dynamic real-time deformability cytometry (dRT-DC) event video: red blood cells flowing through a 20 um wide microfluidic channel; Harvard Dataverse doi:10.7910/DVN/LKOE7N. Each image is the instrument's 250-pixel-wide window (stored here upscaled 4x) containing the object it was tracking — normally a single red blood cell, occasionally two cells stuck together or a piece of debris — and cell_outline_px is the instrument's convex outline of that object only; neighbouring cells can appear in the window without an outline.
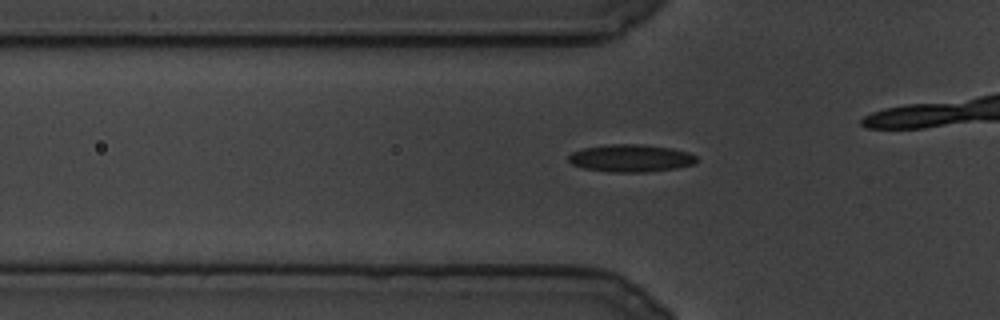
{"species": "common noctule bat (a hibernating species)", "species_latin": "Nyctalus noctula", "temperature_condition": "cold", "stored_images_in_passage": 53, "camera_frame_rate_fps": 3000, "um_per_image_px": 0.085, "animal": {"sex": "male", "body_mass_g": 19.5, "forearm_length_mm": 54.6}, "frame": {"image": 1, "passage_image": 2, "time_ms": 0.333, "image_size_px": [1000, 320], "cell_outline_px": [[696, 164], [676, 168], [644, 172], [612, 172], [584, 168], [572, 164], [568, 160], [568, 156], [572, 152], [584, 148], [608, 144], [644, 144], [672, 148], [688, 152], [696, 156]], "centroid_in_image_um": [53.63, 13.44], "position_along_channel_um": 72.2, "area_um2": 20.52}}
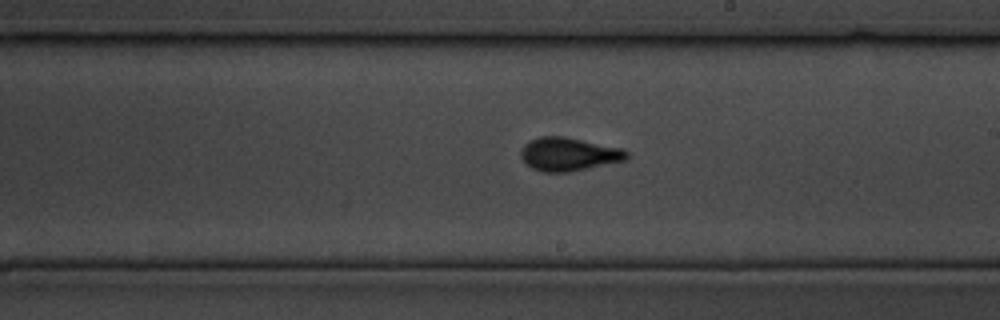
{"frame": {"image": 2, "passage_image": 30, "time_ms": 9.667, "image_size_px": [1000, 320], "cell_outline_px": [[628, 160], [568, 172], [544, 172], [532, 168], [520, 156], [520, 152], [524, 144], [528, 140], [540, 136], [564, 136], [624, 148], [628, 152]], "centroid_in_image_um": [48.36, 13.09], "position_along_channel_um": 240.6, "area_um2": 20.75}}
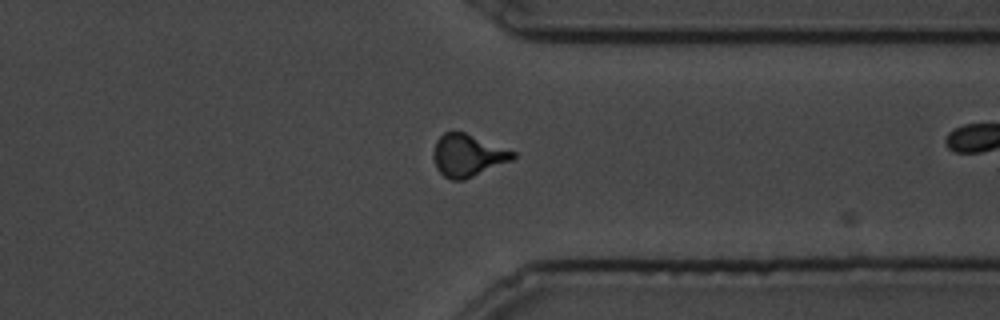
{"frame": {"image": 3, "passage_image": 52, "time_ms": 17.0, "image_size_px": [1000, 320], "cell_outline_px": [[516, 156], [512, 160], [464, 180], [452, 180], [444, 176], [436, 168], [432, 156], [432, 152], [436, 140], [444, 132], [464, 132], [516, 152]], "centroid_in_image_um": [39.73, 13.21], "position_along_channel_um": 371.7, "area_um2": 19.54}}